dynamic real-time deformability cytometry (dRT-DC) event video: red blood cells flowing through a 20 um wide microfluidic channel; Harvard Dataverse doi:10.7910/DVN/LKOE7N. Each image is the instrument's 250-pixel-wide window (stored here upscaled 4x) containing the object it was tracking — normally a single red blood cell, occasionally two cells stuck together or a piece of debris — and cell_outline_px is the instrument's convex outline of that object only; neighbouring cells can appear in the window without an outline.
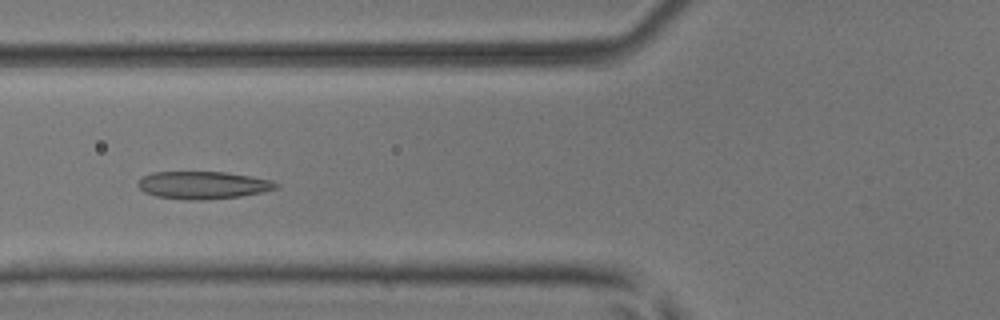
{"species": "common noctule bat (a hibernating species)", "species_latin": "Nyctalus noctula", "temperature_condition": "room temperature", "stored_images_in_passage": 50, "camera_frame_rate_fps": 3000, "um_per_image_px": 0.085, "animal": {"sex": "male", "body_mass_g": 17.9, "forearm_length_mm": 54.2}, "frame": {"image": 1, "passage_image": 18, "time_ms": 5.667, "image_size_px": [1000, 320], "cell_outline_px": [[280, 188], [264, 192], [240, 196], [204, 200], [188, 200], [156, 196], [144, 192], [136, 184], [144, 176], [152, 172], [224, 172], [272, 180], [280, 184]], "centroid_in_image_um": [17.29, 15.74], "position_along_channel_um": 108.5, "area_um2": 22.2}}
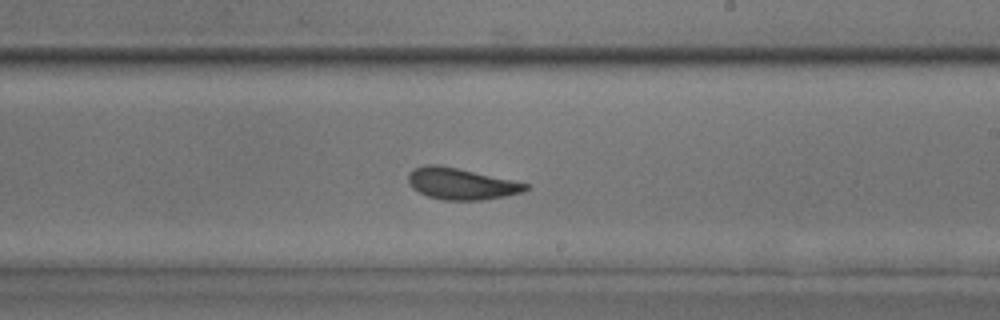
{"frame": {"image": 2, "passage_image": 29, "time_ms": 9.333, "image_size_px": [1000, 320], "cell_outline_px": [[528, 188], [524, 192], [484, 200], [444, 200], [428, 196], [412, 188], [408, 180], [408, 172], [424, 164], [436, 164], [456, 168], [512, 180], [528, 184]], "centroid_in_image_um": [39.18, 15.62], "position_along_channel_um": 249.8, "area_um2": 21.27}}
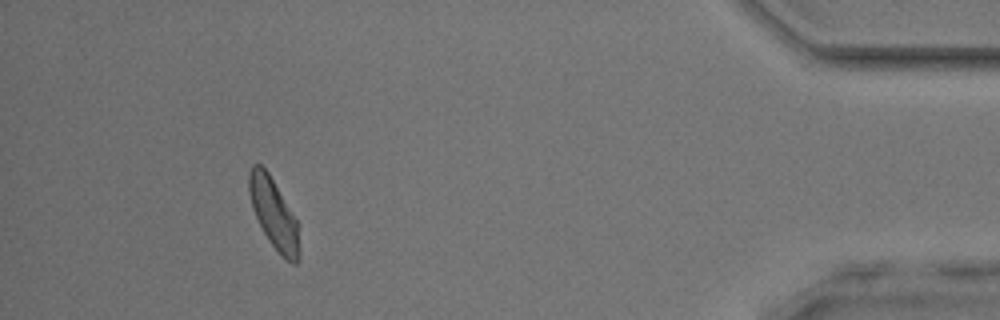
{"frame": {"image": 3, "passage_image": 46, "time_ms": 15.0, "image_size_px": [1000, 320], "cell_outline_px": [[300, 260], [296, 264], [292, 264], [280, 256], [268, 240], [252, 208], [248, 192], [248, 172], [252, 164], [260, 164], [268, 172], [300, 224]], "centroid_in_image_um": [23.31, 18.22], "position_along_channel_um": 411.9, "area_um2": 21.1}, "authors_computed_cell_mechanics": {"area_um2": 21.6172, "velocity_mm_per_s": 3.8698, "shape_relaxation_time_tau1_ms": 3.6943, "shape_relaxation_time_tau2_ms": 1.5514, "deformation_change_tau1": 0.1258, "deformation_change_tau2": 0.0842}}